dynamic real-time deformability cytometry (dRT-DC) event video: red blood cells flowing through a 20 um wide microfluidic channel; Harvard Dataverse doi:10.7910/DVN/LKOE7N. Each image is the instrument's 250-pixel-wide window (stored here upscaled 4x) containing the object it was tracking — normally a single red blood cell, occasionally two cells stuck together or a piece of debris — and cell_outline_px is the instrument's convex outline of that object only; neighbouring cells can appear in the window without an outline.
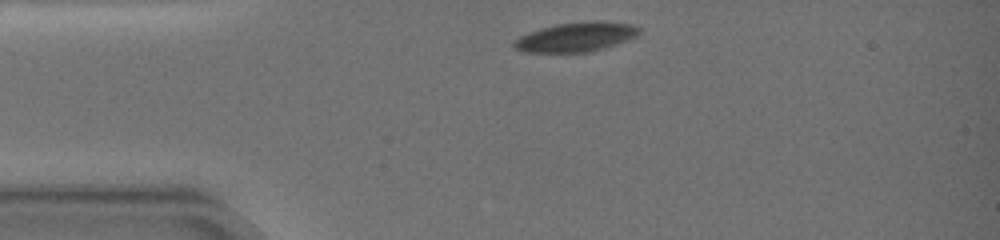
{"species": "common noctule bat (a hibernating species)", "species_latin": "Nyctalus noctula", "temperature_condition": "warm", "stored_images_in_passage": 6, "camera_frame_rate_fps": 3000, "um_per_image_px": 0.085, "animal": {"sex": "female", "body_mass_g": 19.0, "forearm_length_mm": 51.5}, "frame": {"image": 1, "passage_image": 1, "time_ms": 0.0, "image_size_px": [1000, 240], "cell_outline_px": [[640, 32], [636, 36], [628, 40], [592, 52], [524, 52], [516, 48], [512, 44], [520, 36], [528, 32], [540, 28], [556, 24], [592, 20], [600, 20], [632, 24], [640, 28]], "centroid_in_image_um": [48.99, 3.13], "position_along_channel_um": 36.0, "area_um2": 21.56}}